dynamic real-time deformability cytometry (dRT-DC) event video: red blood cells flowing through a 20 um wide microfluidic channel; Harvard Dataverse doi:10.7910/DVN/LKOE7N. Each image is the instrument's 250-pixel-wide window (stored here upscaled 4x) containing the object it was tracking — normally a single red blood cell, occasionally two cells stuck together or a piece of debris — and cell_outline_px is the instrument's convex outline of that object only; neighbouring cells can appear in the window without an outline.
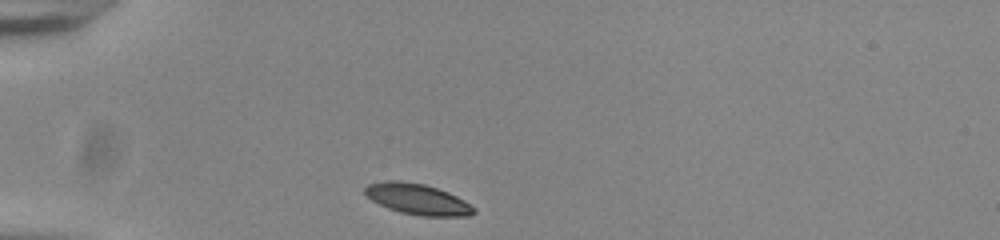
{"species": "common noctule bat (a hibernating species)", "species_latin": "Nyctalus noctula", "temperature_condition": "room temperature", "stored_images_in_passage": 31, "camera_frame_rate_fps": 3000, "um_per_image_px": 0.085, "animal": {"sex": "male", "body_mass_g": 20.0, "forearm_length_mm": 53.3}, "frame": {"image": 1, "passage_image": 1, "time_ms": 0.0, "image_size_px": [1000, 240], "cell_outline_px": [[476, 212], [472, 216], [420, 216], [400, 212], [388, 208], [372, 200], [364, 192], [364, 188], [368, 184], [388, 180], [400, 180], [424, 184], [448, 192], [464, 200], [476, 208]], "centroid_in_image_um": [35.52, 16.93], "position_along_channel_um": 49.5, "area_um2": 19.59}}
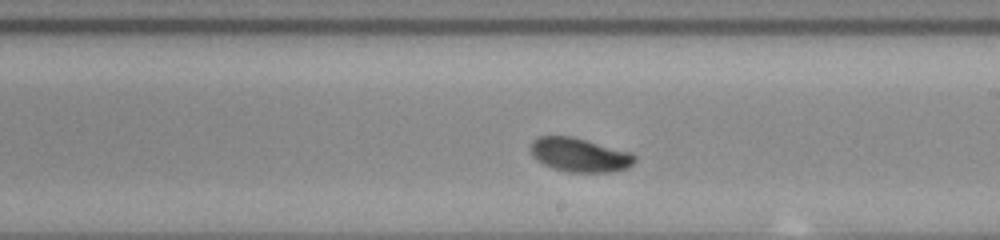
{"frame": {"image": 2, "passage_image": 18, "time_ms": 5.667, "image_size_px": [1000, 240], "cell_outline_px": [[636, 160], [628, 168], [608, 172], [568, 172], [552, 168], [536, 160], [532, 156], [532, 140], [540, 136], [568, 136], [632, 152], [636, 156]], "centroid_in_image_um": [49.27, 13.18], "position_along_channel_um": 239.7, "area_um2": 20.4}}
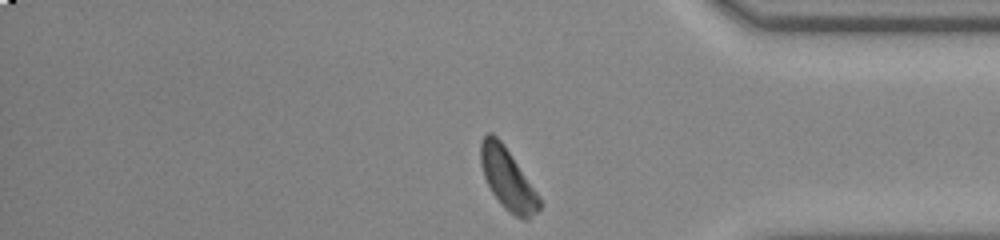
{"frame": {"image": 3, "passage_image": 31, "time_ms": 10.0, "image_size_px": [1000, 240], "cell_outline_px": [[544, 204], [528, 220], [524, 220], [516, 216], [504, 208], [492, 192], [484, 176], [480, 164], [480, 140], [488, 132], [492, 132], [500, 140], [540, 196]], "centroid_in_image_um": [43.15, 15.22], "position_along_channel_um": 392.0, "area_um2": 20.87}, "authors_computed_cell_mechanics": {"area_um2": 20.7502, "velocity_mm_per_s": 3.8292, "shape_relaxation_time_tau1_ms": 1.7273, "shape_relaxation_time_tau2_ms": null, "deformation_change_tau1": 0.1054, "deformation_change_tau2": null}}